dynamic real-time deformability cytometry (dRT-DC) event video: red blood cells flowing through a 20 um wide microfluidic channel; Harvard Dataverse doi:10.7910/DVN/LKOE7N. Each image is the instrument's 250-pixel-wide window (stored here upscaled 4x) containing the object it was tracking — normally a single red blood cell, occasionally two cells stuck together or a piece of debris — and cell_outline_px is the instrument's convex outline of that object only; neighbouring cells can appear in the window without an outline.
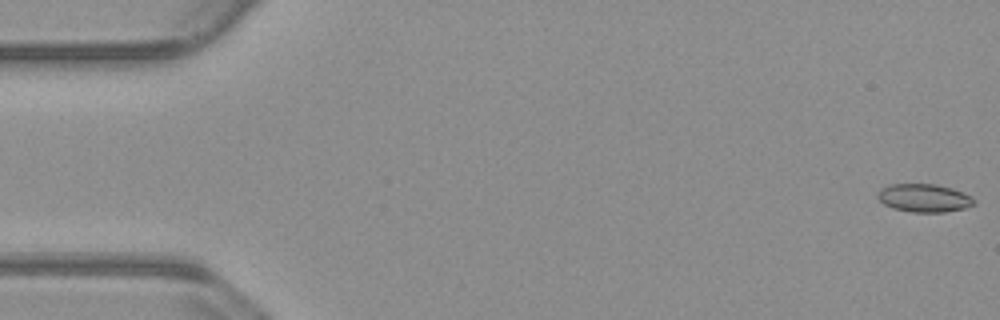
{"species": "common noctule bat (a hibernating species)", "species_latin": "Nyctalus noctula", "temperature_condition": "warm", "stored_images_in_passage": 54, "camera_frame_rate_fps": 3000, "um_per_image_px": 0.085, "animal": {"sex": "male", "body_mass_g": 23.1, "forearm_length_mm": 52.7}, "frame": {"image": 1, "passage_image": 1, "time_ms": 0.0, "image_size_px": [1000, 320], "cell_outline_px": [[976, 204], [964, 208], [944, 212], [912, 212], [892, 208], [884, 204], [876, 196], [880, 188], [888, 184], [936, 184], [952, 188], [972, 196], [976, 200]], "centroid_in_image_um": [78.55, 16.82], "position_along_channel_um": 6.5, "area_um2": 15.95}}
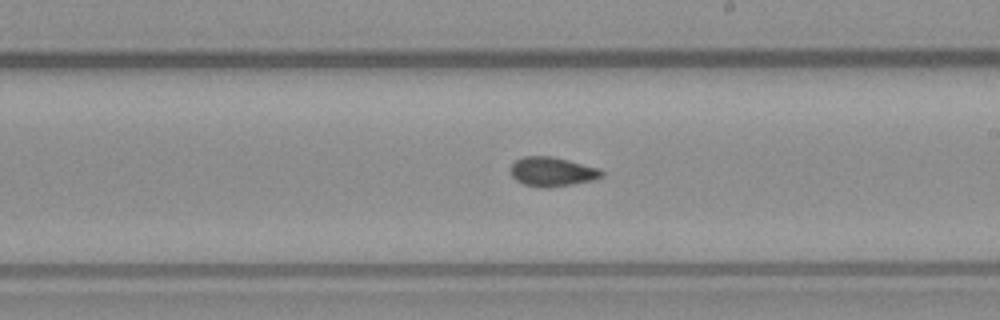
{"frame": {"image": 2, "passage_image": 31, "time_ms": 10.0, "image_size_px": [1000, 320], "cell_outline_px": [[604, 176], [596, 180], [548, 188], [544, 188], [524, 184], [516, 180], [512, 176], [512, 164], [516, 160], [524, 156], [552, 156], [600, 168], [604, 172]], "centroid_in_image_um": [46.99, 14.6], "position_along_channel_um": 242.0, "area_um2": 15.61}}
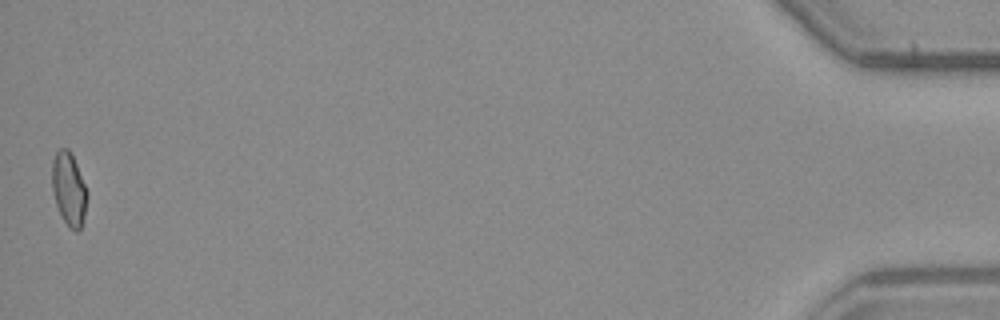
{"frame": {"image": 3, "passage_image": 54, "time_ms": 17.667, "image_size_px": [1000, 320], "cell_outline_px": [[88, 196], [84, 220], [80, 228], [76, 232], [68, 228], [56, 204], [52, 188], [52, 160], [56, 152], [60, 148], [68, 148], [76, 164], [88, 192]], "centroid_in_image_um": [5.86, 16.09], "position_along_channel_um": 429.3, "area_um2": 14.97}, "authors_computed_cell_mechanics": {"area_um2": 15.3748, "velocity_mm_per_s": 3.8187, "shape_relaxation_time_tau1_ms": 8.6658, "shape_relaxation_time_tau2_ms": 1.9716, "deformation_change_tau1": 0.1535, "deformation_change_tau2": 0.0522}}